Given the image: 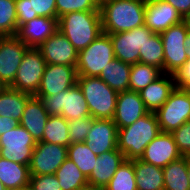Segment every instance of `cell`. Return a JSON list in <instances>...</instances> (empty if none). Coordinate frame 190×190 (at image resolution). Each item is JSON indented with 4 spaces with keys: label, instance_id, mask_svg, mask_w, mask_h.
Wrapping results in <instances>:
<instances>
[{
    "label": "cell",
    "instance_id": "obj_40",
    "mask_svg": "<svg viewBox=\"0 0 190 190\" xmlns=\"http://www.w3.org/2000/svg\"><path fill=\"white\" fill-rule=\"evenodd\" d=\"M175 143L182 156L190 155V120L172 132Z\"/></svg>",
    "mask_w": 190,
    "mask_h": 190
},
{
    "label": "cell",
    "instance_id": "obj_18",
    "mask_svg": "<svg viewBox=\"0 0 190 190\" xmlns=\"http://www.w3.org/2000/svg\"><path fill=\"white\" fill-rule=\"evenodd\" d=\"M184 21L180 13L162 0L146 1L144 25L154 33H161L170 26Z\"/></svg>",
    "mask_w": 190,
    "mask_h": 190
},
{
    "label": "cell",
    "instance_id": "obj_2",
    "mask_svg": "<svg viewBox=\"0 0 190 190\" xmlns=\"http://www.w3.org/2000/svg\"><path fill=\"white\" fill-rule=\"evenodd\" d=\"M160 132L155 113L149 112L130 126L118 129L117 148L126 160L140 159L146 146Z\"/></svg>",
    "mask_w": 190,
    "mask_h": 190
},
{
    "label": "cell",
    "instance_id": "obj_44",
    "mask_svg": "<svg viewBox=\"0 0 190 190\" xmlns=\"http://www.w3.org/2000/svg\"><path fill=\"white\" fill-rule=\"evenodd\" d=\"M185 49H186L188 59H190V31H188L185 38Z\"/></svg>",
    "mask_w": 190,
    "mask_h": 190
},
{
    "label": "cell",
    "instance_id": "obj_21",
    "mask_svg": "<svg viewBox=\"0 0 190 190\" xmlns=\"http://www.w3.org/2000/svg\"><path fill=\"white\" fill-rule=\"evenodd\" d=\"M124 160V154L118 148L104 152L97 157L94 169L87 178L88 184L104 190Z\"/></svg>",
    "mask_w": 190,
    "mask_h": 190
},
{
    "label": "cell",
    "instance_id": "obj_50",
    "mask_svg": "<svg viewBox=\"0 0 190 190\" xmlns=\"http://www.w3.org/2000/svg\"><path fill=\"white\" fill-rule=\"evenodd\" d=\"M184 20L186 21L189 31H190V14Z\"/></svg>",
    "mask_w": 190,
    "mask_h": 190
},
{
    "label": "cell",
    "instance_id": "obj_34",
    "mask_svg": "<svg viewBox=\"0 0 190 190\" xmlns=\"http://www.w3.org/2000/svg\"><path fill=\"white\" fill-rule=\"evenodd\" d=\"M67 151L68 158L72 160L84 176L88 178L94 169L98 156L87 147L85 142L72 143L67 147Z\"/></svg>",
    "mask_w": 190,
    "mask_h": 190
},
{
    "label": "cell",
    "instance_id": "obj_4",
    "mask_svg": "<svg viewBox=\"0 0 190 190\" xmlns=\"http://www.w3.org/2000/svg\"><path fill=\"white\" fill-rule=\"evenodd\" d=\"M77 84L82 90L92 118L113 119L118 92L100 77L77 76Z\"/></svg>",
    "mask_w": 190,
    "mask_h": 190
},
{
    "label": "cell",
    "instance_id": "obj_37",
    "mask_svg": "<svg viewBox=\"0 0 190 190\" xmlns=\"http://www.w3.org/2000/svg\"><path fill=\"white\" fill-rule=\"evenodd\" d=\"M100 11L95 0H56V18L70 12Z\"/></svg>",
    "mask_w": 190,
    "mask_h": 190
},
{
    "label": "cell",
    "instance_id": "obj_22",
    "mask_svg": "<svg viewBox=\"0 0 190 190\" xmlns=\"http://www.w3.org/2000/svg\"><path fill=\"white\" fill-rule=\"evenodd\" d=\"M175 87L174 75L163 73L139 94L147 110L155 113L167 101Z\"/></svg>",
    "mask_w": 190,
    "mask_h": 190
},
{
    "label": "cell",
    "instance_id": "obj_9",
    "mask_svg": "<svg viewBox=\"0 0 190 190\" xmlns=\"http://www.w3.org/2000/svg\"><path fill=\"white\" fill-rule=\"evenodd\" d=\"M188 31V25L184 20L160 33L164 48V73L173 75L188 60L185 49Z\"/></svg>",
    "mask_w": 190,
    "mask_h": 190
},
{
    "label": "cell",
    "instance_id": "obj_38",
    "mask_svg": "<svg viewBox=\"0 0 190 190\" xmlns=\"http://www.w3.org/2000/svg\"><path fill=\"white\" fill-rule=\"evenodd\" d=\"M92 125V117H84L68 121L70 143L84 142Z\"/></svg>",
    "mask_w": 190,
    "mask_h": 190
},
{
    "label": "cell",
    "instance_id": "obj_29",
    "mask_svg": "<svg viewBox=\"0 0 190 190\" xmlns=\"http://www.w3.org/2000/svg\"><path fill=\"white\" fill-rule=\"evenodd\" d=\"M162 170L164 175V190H190L187 156L170 162Z\"/></svg>",
    "mask_w": 190,
    "mask_h": 190
},
{
    "label": "cell",
    "instance_id": "obj_10",
    "mask_svg": "<svg viewBox=\"0 0 190 190\" xmlns=\"http://www.w3.org/2000/svg\"><path fill=\"white\" fill-rule=\"evenodd\" d=\"M36 141L20 124L0 135V157L23 165H30Z\"/></svg>",
    "mask_w": 190,
    "mask_h": 190
},
{
    "label": "cell",
    "instance_id": "obj_5",
    "mask_svg": "<svg viewBox=\"0 0 190 190\" xmlns=\"http://www.w3.org/2000/svg\"><path fill=\"white\" fill-rule=\"evenodd\" d=\"M36 97L42 100L49 115H61L67 121L91 117L88 104L77 83L73 87L68 90H63L57 95Z\"/></svg>",
    "mask_w": 190,
    "mask_h": 190
},
{
    "label": "cell",
    "instance_id": "obj_35",
    "mask_svg": "<svg viewBox=\"0 0 190 190\" xmlns=\"http://www.w3.org/2000/svg\"><path fill=\"white\" fill-rule=\"evenodd\" d=\"M104 190H137L134 160H124Z\"/></svg>",
    "mask_w": 190,
    "mask_h": 190
},
{
    "label": "cell",
    "instance_id": "obj_27",
    "mask_svg": "<svg viewBox=\"0 0 190 190\" xmlns=\"http://www.w3.org/2000/svg\"><path fill=\"white\" fill-rule=\"evenodd\" d=\"M31 94L7 87L0 94V116L9 117L20 123L26 103Z\"/></svg>",
    "mask_w": 190,
    "mask_h": 190
},
{
    "label": "cell",
    "instance_id": "obj_11",
    "mask_svg": "<svg viewBox=\"0 0 190 190\" xmlns=\"http://www.w3.org/2000/svg\"><path fill=\"white\" fill-rule=\"evenodd\" d=\"M154 32L145 25L127 32L108 34L113 44L115 58L133 65L139 62L140 48Z\"/></svg>",
    "mask_w": 190,
    "mask_h": 190
},
{
    "label": "cell",
    "instance_id": "obj_47",
    "mask_svg": "<svg viewBox=\"0 0 190 190\" xmlns=\"http://www.w3.org/2000/svg\"><path fill=\"white\" fill-rule=\"evenodd\" d=\"M7 88V86L0 79V94Z\"/></svg>",
    "mask_w": 190,
    "mask_h": 190
},
{
    "label": "cell",
    "instance_id": "obj_41",
    "mask_svg": "<svg viewBox=\"0 0 190 190\" xmlns=\"http://www.w3.org/2000/svg\"><path fill=\"white\" fill-rule=\"evenodd\" d=\"M173 75L176 87L190 90V59Z\"/></svg>",
    "mask_w": 190,
    "mask_h": 190
},
{
    "label": "cell",
    "instance_id": "obj_32",
    "mask_svg": "<svg viewBox=\"0 0 190 190\" xmlns=\"http://www.w3.org/2000/svg\"><path fill=\"white\" fill-rule=\"evenodd\" d=\"M162 74L160 69L152 65L135 63L131 65L130 69L129 90L140 92Z\"/></svg>",
    "mask_w": 190,
    "mask_h": 190
},
{
    "label": "cell",
    "instance_id": "obj_3",
    "mask_svg": "<svg viewBox=\"0 0 190 190\" xmlns=\"http://www.w3.org/2000/svg\"><path fill=\"white\" fill-rule=\"evenodd\" d=\"M58 30L79 52L103 33L100 11L67 13L58 18Z\"/></svg>",
    "mask_w": 190,
    "mask_h": 190
},
{
    "label": "cell",
    "instance_id": "obj_15",
    "mask_svg": "<svg viewBox=\"0 0 190 190\" xmlns=\"http://www.w3.org/2000/svg\"><path fill=\"white\" fill-rule=\"evenodd\" d=\"M38 49L46 64L77 66L79 52L59 30L43 42Z\"/></svg>",
    "mask_w": 190,
    "mask_h": 190
},
{
    "label": "cell",
    "instance_id": "obj_25",
    "mask_svg": "<svg viewBox=\"0 0 190 190\" xmlns=\"http://www.w3.org/2000/svg\"><path fill=\"white\" fill-rule=\"evenodd\" d=\"M137 190H164V175L161 167L134 159Z\"/></svg>",
    "mask_w": 190,
    "mask_h": 190
},
{
    "label": "cell",
    "instance_id": "obj_14",
    "mask_svg": "<svg viewBox=\"0 0 190 190\" xmlns=\"http://www.w3.org/2000/svg\"><path fill=\"white\" fill-rule=\"evenodd\" d=\"M77 83L75 66L47 64L38 92L34 96L57 95Z\"/></svg>",
    "mask_w": 190,
    "mask_h": 190
},
{
    "label": "cell",
    "instance_id": "obj_46",
    "mask_svg": "<svg viewBox=\"0 0 190 190\" xmlns=\"http://www.w3.org/2000/svg\"><path fill=\"white\" fill-rule=\"evenodd\" d=\"M187 172H188V178L190 181V155L187 156Z\"/></svg>",
    "mask_w": 190,
    "mask_h": 190
},
{
    "label": "cell",
    "instance_id": "obj_36",
    "mask_svg": "<svg viewBox=\"0 0 190 190\" xmlns=\"http://www.w3.org/2000/svg\"><path fill=\"white\" fill-rule=\"evenodd\" d=\"M17 31L15 0H0V36L16 35Z\"/></svg>",
    "mask_w": 190,
    "mask_h": 190
},
{
    "label": "cell",
    "instance_id": "obj_51",
    "mask_svg": "<svg viewBox=\"0 0 190 190\" xmlns=\"http://www.w3.org/2000/svg\"><path fill=\"white\" fill-rule=\"evenodd\" d=\"M0 190H6L3 184L0 183Z\"/></svg>",
    "mask_w": 190,
    "mask_h": 190
},
{
    "label": "cell",
    "instance_id": "obj_7",
    "mask_svg": "<svg viewBox=\"0 0 190 190\" xmlns=\"http://www.w3.org/2000/svg\"><path fill=\"white\" fill-rule=\"evenodd\" d=\"M155 115L161 132L172 133L178 129L190 120V90L175 87Z\"/></svg>",
    "mask_w": 190,
    "mask_h": 190
},
{
    "label": "cell",
    "instance_id": "obj_12",
    "mask_svg": "<svg viewBox=\"0 0 190 190\" xmlns=\"http://www.w3.org/2000/svg\"><path fill=\"white\" fill-rule=\"evenodd\" d=\"M67 158V147L47 142H37L29 165L30 175L55 174Z\"/></svg>",
    "mask_w": 190,
    "mask_h": 190
},
{
    "label": "cell",
    "instance_id": "obj_17",
    "mask_svg": "<svg viewBox=\"0 0 190 190\" xmlns=\"http://www.w3.org/2000/svg\"><path fill=\"white\" fill-rule=\"evenodd\" d=\"M118 128L112 119H94L85 143L97 156L117 149Z\"/></svg>",
    "mask_w": 190,
    "mask_h": 190
},
{
    "label": "cell",
    "instance_id": "obj_6",
    "mask_svg": "<svg viewBox=\"0 0 190 190\" xmlns=\"http://www.w3.org/2000/svg\"><path fill=\"white\" fill-rule=\"evenodd\" d=\"M114 58L110 36L102 33L85 49L79 51L77 76L99 77L102 70L110 65Z\"/></svg>",
    "mask_w": 190,
    "mask_h": 190
},
{
    "label": "cell",
    "instance_id": "obj_1",
    "mask_svg": "<svg viewBox=\"0 0 190 190\" xmlns=\"http://www.w3.org/2000/svg\"><path fill=\"white\" fill-rule=\"evenodd\" d=\"M146 1L143 0H110L99 9L102 32L114 34L127 32L144 25Z\"/></svg>",
    "mask_w": 190,
    "mask_h": 190
},
{
    "label": "cell",
    "instance_id": "obj_45",
    "mask_svg": "<svg viewBox=\"0 0 190 190\" xmlns=\"http://www.w3.org/2000/svg\"><path fill=\"white\" fill-rule=\"evenodd\" d=\"M76 190H102V189L96 188V187H94V186H92L90 184H86V185H84V186H82L80 188H77Z\"/></svg>",
    "mask_w": 190,
    "mask_h": 190
},
{
    "label": "cell",
    "instance_id": "obj_48",
    "mask_svg": "<svg viewBox=\"0 0 190 190\" xmlns=\"http://www.w3.org/2000/svg\"><path fill=\"white\" fill-rule=\"evenodd\" d=\"M6 190H30V188L29 186H25V187L12 188V189H6Z\"/></svg>",
    "mask_w": 190,
    "mask_h": 190
},
{
    "label": "cell",
    "instance_id": "obj_28",
    "mask_svg": "<svg viewBox=\"0 0 190 190\" xmlns=\"http://www.w3.org/2000/svg\"><path fill=\"white\" fill-rule=\"evenodd\" d=\"M131 65L117 58H114L110 65L104 68L100 74V78L116 92H124L129 90Z\"/></svg>",
    "mask_w": 190,
    "mask_h": 190
},
{
    "label": "cell",
    "instance_id": "obj_8",
    "mask_svg": "<svg viewBox=\"0 0 190 190\" xmlns=\"http://www.w3.org/2000/svg\"><path fill=\"white\" fill-rule=\"evenodd\" d=\"M46 65L40 50L29 47L16 72L15 80L9 87L20 92L35 95L38 92Z\"/></svg>",
    "mask_w": 190,
    "mask_h": 190
},
{
    "label": "cell",
    "instance_id": "obj_33",
    "mask_svg": "<svg viewBox=\"0 0 190 190\" xmlns=\"http://www.w3.org/2000/svg\"><path fill=\"white\" fill-rule=\"evenodd\" d=\"M139 62L152 65L164 73V48L160 33H154L140 48Z\"/></svg>",
    "mask_w": 190,
    "mask_h": 190
},
{
    "label": "cell",
    "instance_id": "obj_13",
    "mask_svg": "<svg viewBox=\"0 0 190 190\" xmlns=\"http://www.w3.org/2000/svg\"><path fill=\"white\" fill-rule=\"evenodd\" d=\"M29 47L16 35L0 36V79L9 87Z\"/></svg>",
    "mask_w": 190,
    "mask_h": 190
},
{
    "label": "cell",
    "instance_id": "obj_30",
    "mask_svg": "<svg viewBox=\"0 0 190 190\" xmlns=\"http://www.w3.org/2000/svg\"><path fill=\"white\" fill-rule=\"evenodd\" d=\"M41 142L68 147L70 143L68 121L61 115H50L44 128Z\"/></svg>",
    "mask_w": 190,
    "mask_h": 190
},
{
    "label": "cell",
    "instance_id": "obj_49",
    "mask_svg": "<svg viewBox=\"0 0 190 190\" xmlns=\"http://www.w3.org/2000/svg\"><path fill=\"white\" fill-rule=\"evenodd\" d=\"M107 1H110V0H95V2L99 5V7H100L103 3L107 2Z\"/></svg>",
    "mask_w": 190,
    "mask_h": 190
},
{
    "label": "cell",
    "instance_id": "obj_20",
    "mask_svg": "<svg viewBox=\"0 0 190 190\" xmlns=\"http://www.w3.org/2000/svg\"><path fill=\"white\" fill-rule=\"evenodd\" d=\"M58 30V18L36 17L22 24L16 36L28 47L38 48Z\"/></svg>",
    "mask_w": 190,
    "mask_h": 190
},
{
    "label": "cell",
    "instance_id": "obj_39",
    "mask_svg": "<svg viewBox=\"0 0 190 190\" xmlns=\"http://www.w3.org/2000/svg\"><path fill=\"white\" fill-rule=\"evenodd\" d=\"M30 190H62L55 174L31 175Z\"/></svg>",
    "mask_w": 190,
    "mask_h": 190
},
{
    "label": "cell",
    "instance_id": "obj_23",
    "mask_svg": "<svg viewBox=\"0 0 190 190\" xmlns=\"http://www.w3.org/2000/svg\"><path fill=\"white\" fill-rule=\"evenodd\" d=\"M49 116L42 100L32 95L26 103L19 124L31 134L37 143L42 141L44 128Z\"/></svg>",
    "mask_w": 190,
    "mask_h": 190
},
{
    "label": "cell",
    "instance_id": "obj_26",
    "mask_svg": "<svg viewBox=\"0 0 190 190\" xmlns=\"http://www.w3.org/2000/svg\"><path fill=\"white\" fill-rule=\"evenodd\" d=\"M30 176L29 165L0 157V183L6 189L29 186Z\"/></svg>",
    "mask_w": 190,
    "mask_h": 190
},
{
    "label": "cell",
    "instance_id": "obj_42",
    "mask_svg": "<svg viewBox=\"0 0 190 190\" xmlns=\"http://www.w3.org/2000/svg\"><path fill=\"white\" fill-rule=\"evenodd\" d=\"M171 4L185 19L190 14V0H162Z\"/></svg>",
    "mask_w": 190,
    "mask_h": 190
},
{
    "label": "cell",
    "instance_id": "obj_31",
    "mask_svg": "<svg viewBox=\"0 0 190 190\" xmlns=\"http://www.w3.org/2000/svg\"><path fill=\"white\" fill-rule=\"evenodd\" d=\"M62 190H76L88 184L87 178L76 166V164L67 158L55 172Z\"/></svg>",
    "mask_w": 190,
    "mask_h": 190
},
{
    "label": "cell",
    "instance_id": "obj_24",
    "mask_svg": "<svg viewBox=\"0 0 190 190\" xmlns=\"http://www.w3.org/2000/svg\"><path fill=\"white\" fill-rule=\"evenodd\" d=\"M18 28L36 17L56 18V0H15Z\"/></svg>",
    "mask_w": 190,
    "mask_h": 190
},
{
    "label": "cell",
    "instance_id": "obj_43",
    "mask_svg": "<svg viewBox=\"0 0 190 190\" xmlns=\"http://www.w3.org/2000/svg\"><path fill=\"white\" fill-rule=\"evenodd\" d=\"M19 123L13 118L0 116V135L5 134L11 129L17 127Z\"/></svg>",
    "mask_w": 190,
    "mask_h": 190
},
{
    "label": "cell",
    "instance_id": "obj_16",
    "mask_svg": "<svg viewBox=\"0 0 190 190\" xmlns=\"http://www.w3.org/2000/svg\"><path fill=\"white\" fill-rule=\"evenodd\" d=\"M179 152L172 133L160 132L145 148L140 160L164 168L170 162L180 159Z\"/></svg>",
    "mask_w": 190,
    "mask_h": 190
},
{
    "label": "cell",
    "instance_id": "obj_19",
    "mask_svg": "<svg viewBox=\"0 0 190 190\" xmlns=\"http://www.w3.org/2000/svg\"><path fill=\"white\" fill-rule=\"evenodd\" d=\"M148 113L149 111L145 107L139 92L128 90L118 93L115 114L112 120L120 129L130 126Z\"/></svg>",
    "mask_w": 190,
    "mask_h": 190
}]
</instances>
